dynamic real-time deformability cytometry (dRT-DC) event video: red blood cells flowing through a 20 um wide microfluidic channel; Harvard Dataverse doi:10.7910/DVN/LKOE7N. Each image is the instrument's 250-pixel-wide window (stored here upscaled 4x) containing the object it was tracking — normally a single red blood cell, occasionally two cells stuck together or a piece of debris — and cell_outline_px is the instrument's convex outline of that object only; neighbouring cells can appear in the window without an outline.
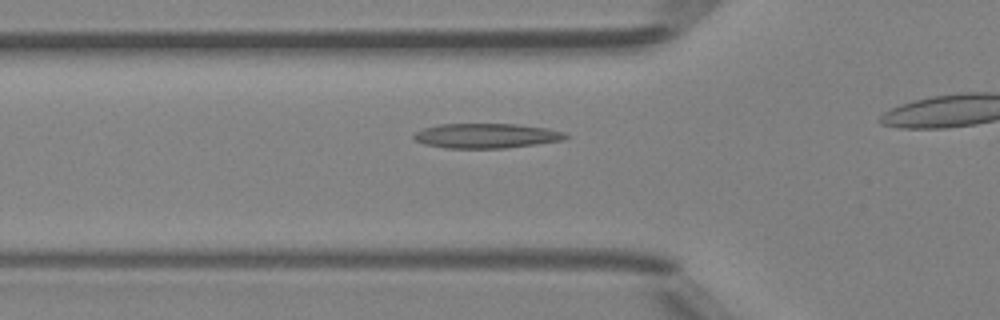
{"species": "Egyptian fruit bat (a non-hibernating species)", "species_latin": "Rousettus aegyptiacus", "temperature_condition": "room temperature", "stored_images_in_passage": 30, "camera_frame_rate_fps": 3000, "um_per_image_px": 0.085, "animal": {"sex": "female"}, "frame": {"image": 1, "passage_image": 8, "time_ms": 2.333, "image_size_px": [1000, 320], "cell_outline_px": [[568, 136], [560, 140], [504, 148], [448, 148], [424, 144], [416, 140], [412, 136], [416, 132], [424, 128], [440, 124], [516, 124], [548, 128], [564, 132]], "centroid_in_image_um": [41.3, 11.53], "position_along_channel_um": 84.5, "area_um2": 21.56}}
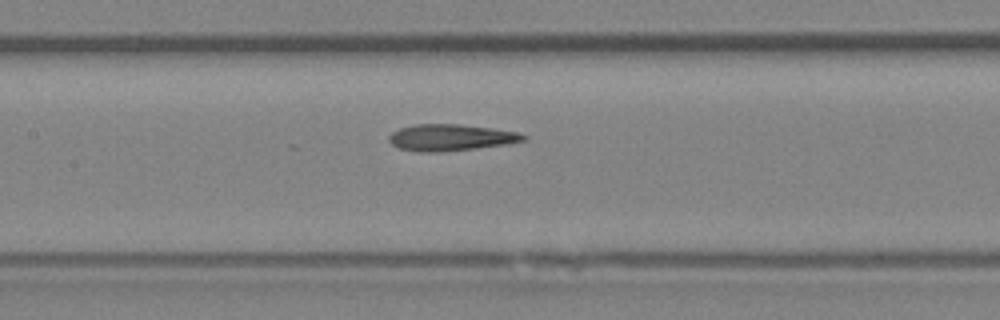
{"frame": {"image": 2, "passage_image": 14, "time_ms": 4.333, "image_size_px": [1000, 320], "cell_outline_px": [[528, 136], [524, 140], [504, 144], [476, 148], [440, 152], [424, 152], [400, 148], [392, 144], [388, 140], [388, 136], [392, 132], [400, 128], [416, 124], [460, 124], [492, 128], [516, 132]], "centroid_in_image_um": [38.28, 11.68], "position_along_channel_um": 169.1, "area_um2": 20.52}}
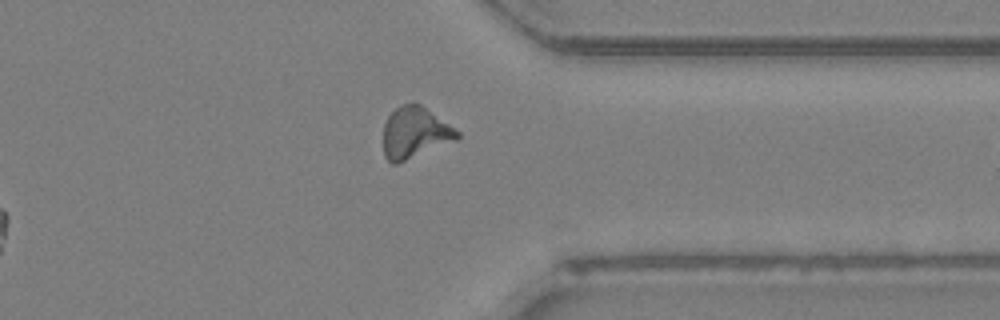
{"frame": {"image": 3, "passage_image": 29, "time_ms": 9.333, "image_size_px": [1000, 320], "cell_outline_px": [[460, 136], [456, 140], [396, 164], [392, 164], [384, 156], [384, 124], [388, 116], [400, 104], [420, 104], [460, 132]], "centroid_in_image_um": [35.25, 11.29], "position_along_channel_um": 376.2, "area_um2": 21.73}}